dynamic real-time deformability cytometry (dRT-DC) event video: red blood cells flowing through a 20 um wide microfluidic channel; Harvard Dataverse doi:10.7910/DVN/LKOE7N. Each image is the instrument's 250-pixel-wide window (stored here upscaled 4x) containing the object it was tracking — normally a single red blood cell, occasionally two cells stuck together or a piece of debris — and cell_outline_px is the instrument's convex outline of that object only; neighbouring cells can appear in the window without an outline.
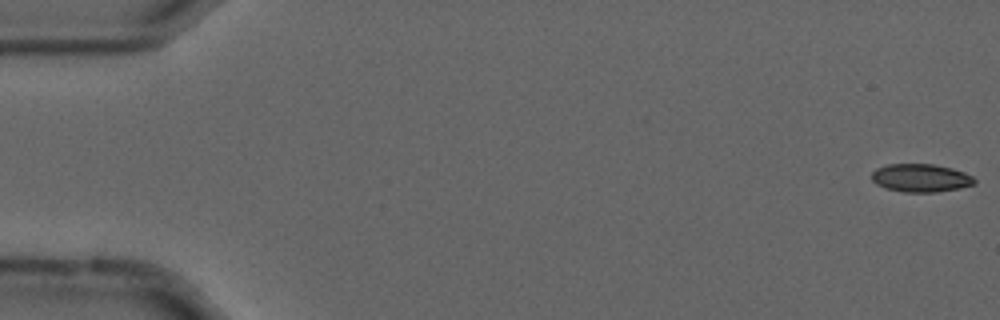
{"species": "common noctule bat (a hibernating species)", "species_latin": "Nyctalus noctula", "temperature_condition": "cold", "stored_images_in_passage": 55, "camera_frame_rate_fps": 3000, "um_per_image_px": 0.085, "animal": {"sex": "male", "forearm_length_mm": 52.5}, "frame": {"image": 1, "passage_image": 1, "time_ms": 0.0, "image_size_px": [1000, 320], "cell_outline_px": [[976, 184], [960, 188], [936, 192], [904, 192], [888, 188], [876, 184], [872, 180], [872, 172], [876, 168], [888, 164], [932, 164], [952, 168], [964, 172], [972, 176], [976, 180]], "centroid_in_image_um": [78.28, 15.12], "position_along_channel_um": 6.7, "area_um2": 16.82}}
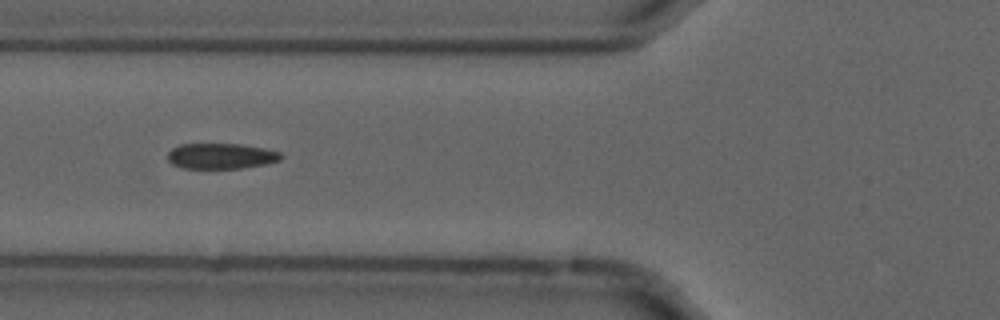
{"frame": {"image": 2, "passage_image": 21, "time_ms": 6.667, "image_size_px": [1000, 320], "cell_outline_px": [[284, 156], [280, 160], [268, 164], [244, 168], [184, 168], [172, 164], [168, 160], [168, 152], [172, 148], [180, 144], [240, 144], [264, 148], [280, 152]], "centroid_in_image_um": [18.82, 13.26], "position_along_channel_um": 107.0, "area_um2": 16.99}}
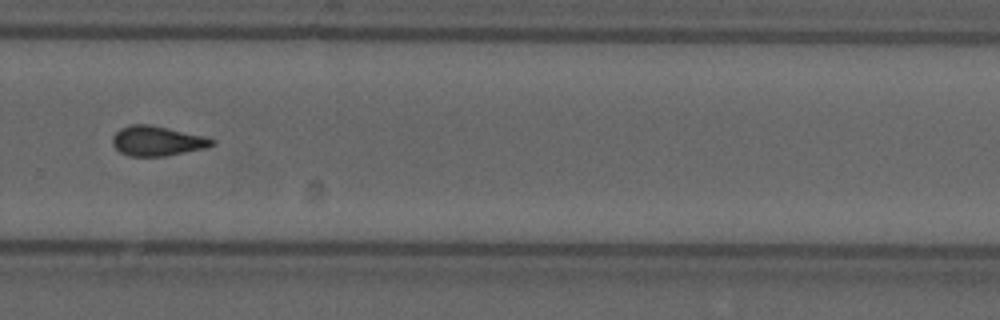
{"frame": {"image": 3, "passage_image": 38, "time_ms": 12.333, "image_size_px": [1000, 320], "cell_outline_px": [[216, 144], [208, 148], [164, 156], [128, 156], [120, 152], [112, 144], [112, 136], [120, 128], [132, 124], [148, 124], [204, 136], [216, 140]], "centroid_in_image_um": [13.37, 11.99], "position_along_channel_um": 316.4, "area_um2": 17.34}, "authors_computed_cell_mechanics": {"area_um2": 17.1666, "velocity_mm_per_s": 3.7027, "shape_relaxation_time_tau1_ms": null, "shape_relaxation_time_tau2_ms": 3.7142, "deformation_change_tau1": null, "deformation_change_tau2": 0.08}}